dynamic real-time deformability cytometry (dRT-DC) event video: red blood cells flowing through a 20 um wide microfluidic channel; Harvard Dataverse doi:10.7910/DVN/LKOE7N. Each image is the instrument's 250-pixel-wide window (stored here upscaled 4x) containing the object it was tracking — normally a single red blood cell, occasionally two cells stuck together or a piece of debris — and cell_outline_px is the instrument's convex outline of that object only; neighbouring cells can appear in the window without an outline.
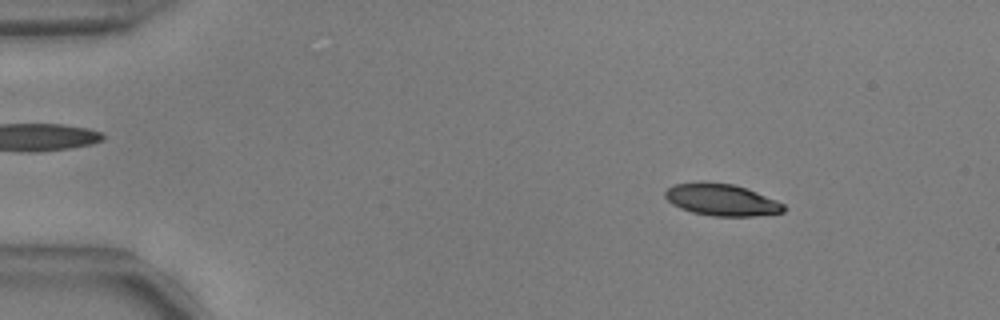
{"species": "common noctule bat (a hibernating species)", "species_latin": "Nyctalus noctula", "temperature_condition": "warm", "stored_images_in_passage": 53, "camera_frame_rate_fps": 3000, "um_per_image_px": 0.085, "animal": {"sex": "male", "body_mass_g": 17.9, "forearm_length_mm": 54.2}, "frame": {"image": 1, "passage_image": 7, "time_ms": 2.0, "image_size_px": [1000, 320], "cell_outline_px": [[784, 212], [752, 216], [712, 216], [692, 212], [680, 208], [672, 204], [664, 196], [664, 192], [668, 188], [676, 184], [700, 180], [732, 184], [748, 188], [776, 200], [784, 204]], "centroid_in_image_um": [61.3, 16.96], "position_along_channel_um": 23.7, "area_um2": 22.2}}
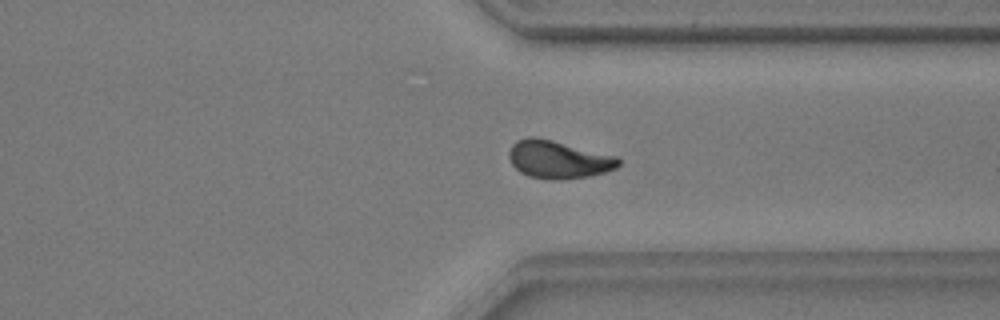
{"frame": {"image": 2, "passage_image": 41, "time_ms": 13.333, "image_size_px": [1000, 320], "cell_outline_px": [[620, 164], [616, 168], [592, 176], [560, 180], [548, 180], [528, 176], [520, 172], [512, 164], [508, 156], [508, 152], [512, 144], [516, 140], [528, 136], [532, 136], [552, 140], [616, 156], [620, 160]], "centroid_in_image_um": [47.43, 13.57], "position_along_channel_um": 364.0, "area_um2": 24.28}}
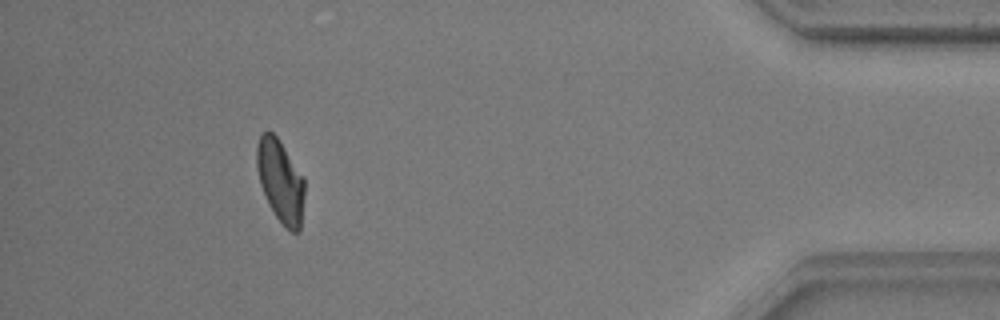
{"frame": {"image": 3, "passage_image": 49, "time_ms": 16.0, "image_size_px": [1000, 320], "cell_outline_px": [[304, 196], [300, 232], [292, 232], [284, 228], [268, 204], [260, 184], [256, 164], [256, 144], [260, 132], [268, 128], [276, 136], [304, 176]], "centroid_in_image_um": [23.82, 15.36], "position_along_channel_um": 411.4, "area_um2": 23.41}, "authors_computed_cell_mechanics": {"area_um2": 23.409, "velocity_mm_per_s": 3.7494, "shape_relaxation_time_tau1_ms": 4.9998, "shape_relaxation_time_tau2_ms": 3.0577, "deformation_change_tau1": 0.1866, "deformation_change_tau2": 0.0912}}